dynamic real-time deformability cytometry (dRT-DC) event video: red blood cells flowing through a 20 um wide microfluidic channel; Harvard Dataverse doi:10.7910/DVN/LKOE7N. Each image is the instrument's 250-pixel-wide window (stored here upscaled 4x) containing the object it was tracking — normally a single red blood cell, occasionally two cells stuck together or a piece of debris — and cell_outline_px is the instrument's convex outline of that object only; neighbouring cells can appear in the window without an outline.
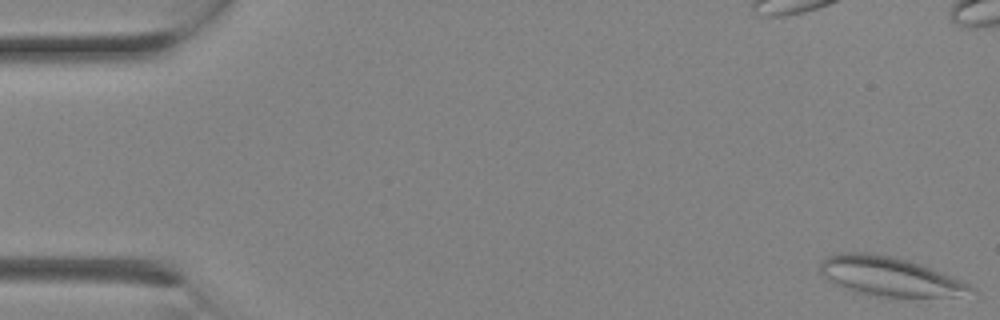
{"species": "Egyptian fruit bat (a non-hibernating species)", "species_latin": "Rousettus aegyptiacus", "temperature_condition": "room temperature", "stored_images_in_passage": 4, "camera_frame_rate_fps": 3000, "um_per_image_px": 0.085, "animal": {"sex": "female"}, "frame": {"image": 1, "passage_image": 1, "time_ms": 0.0, "image_size_px": [1000, 320], "cell_outline_px": [[976, 292], [956, 296], [880, 296], [852, 292], [828, 280], [820, 272], [820, 260], [824, 256], [836, 252], [868, 252], [888, 256], [920, 264], [972, 284], [976, 288]], "centroid_in_image_um": [75.57, 23.48], "position_along_channel_um": 9.4, "area_um2": 34.28}}